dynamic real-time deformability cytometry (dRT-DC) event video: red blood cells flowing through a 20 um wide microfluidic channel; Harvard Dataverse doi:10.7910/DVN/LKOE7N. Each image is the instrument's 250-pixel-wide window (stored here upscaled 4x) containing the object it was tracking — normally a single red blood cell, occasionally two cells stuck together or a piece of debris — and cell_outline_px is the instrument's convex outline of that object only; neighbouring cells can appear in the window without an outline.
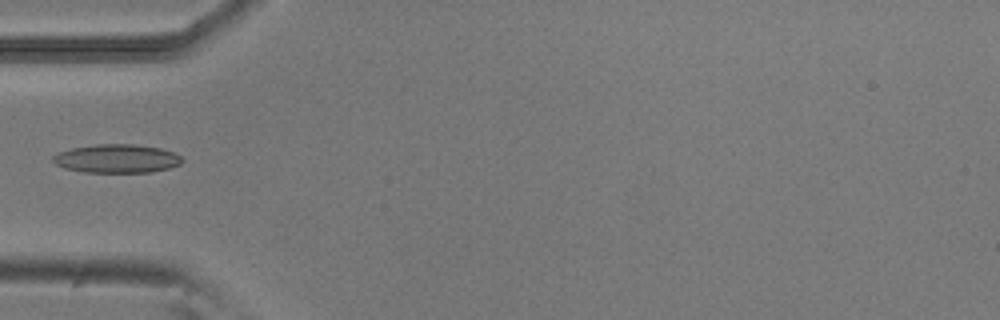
{"species": "common noctule bat (a hibernating species)", "species_latin": "Nyctalus noctula", "temperature_condition": "room temperature", "stored_images_in_passage": 5, "camera_frame_rate_fps": 3000, "um_per_image_px": 0.085, "animal": {"sex": "male", "body_mass_g": 20.5, "forearm_length_mm": 52.5}, "frame": {"image": 1, "passage_image": 5, "time_ms": 1.333, "image_size_px": [1000, 320], "cell_outline_px": [[184, 160], [180, 164], [168, 168], [152, 172], [84, 172], [64, 168], [56, 164], [52, 160], [52, 156], [60, 152], [72, 148], [96, 144], [132, 144], [160, 148], [172, 152], [180, 156]], "centroid_in_image_um": [9.92, 13.48], "position_along_channel_um": 75.1, "area_um2": 21.39}}